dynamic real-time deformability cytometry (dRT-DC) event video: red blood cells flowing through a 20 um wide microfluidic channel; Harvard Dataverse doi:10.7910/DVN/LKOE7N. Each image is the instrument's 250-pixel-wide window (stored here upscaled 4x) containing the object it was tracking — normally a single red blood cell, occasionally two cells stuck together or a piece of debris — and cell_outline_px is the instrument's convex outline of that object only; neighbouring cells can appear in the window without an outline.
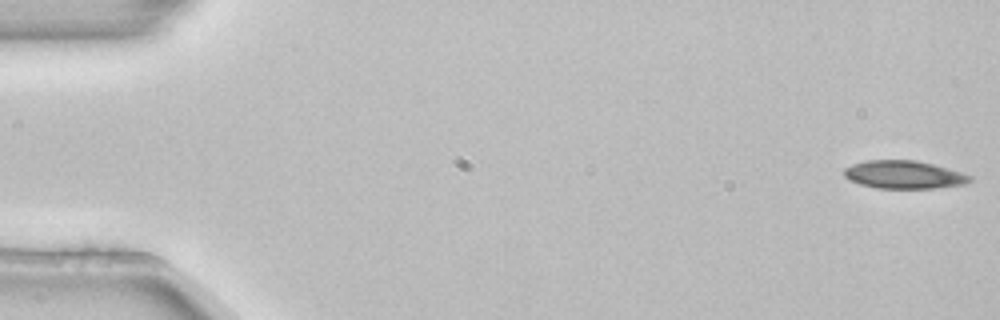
{"species": "common noctule bat (a hibernating species)", "species_latin": "Nyctalus noctula", "temperature_condition": "room temperature", "stored_images_in_passage": 5, "camera_frame_rate_fps": 3000, "um_per_image_px": 0.085, "animal": {"sex": "female", "body_mass_g": 22.7, "forearm_length_mm": 54.2}, "frame": {"image": 1, "passage_image": 1, "time_ms": 0.0, "image_size_px": [1000, 320], "cell_outline_px": [[972, 180], [964, 184], [932, 188], [876, 188], [860, 184], [848, 180], [844, 176], [844, 168], [852, 164], [868, 160], [916, 160], [948, 168], [972, 176]], "centroid_in_image_um": [76.8, 14.84], "position_along_channel_um": 8.2, "area_um2": 20.46}}
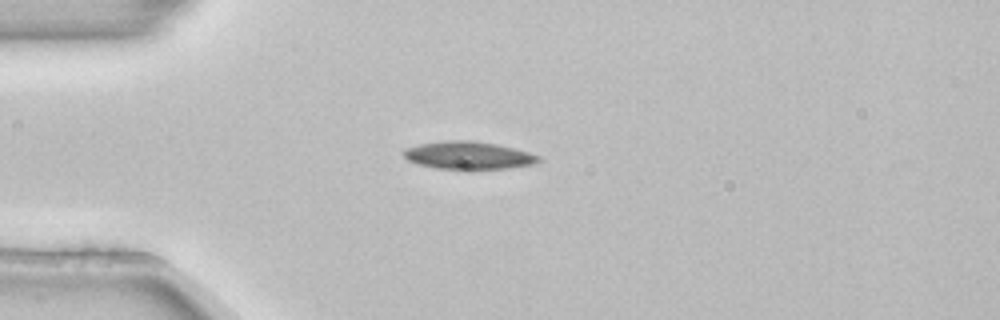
{"frame": {"image": 2, "passage_image": 4, "time_ms": 1.0, "image_size_px": [1000, 320], "cell_outline_px": [[540, 160], [532, 164], [508, 168], [460, 172], [436, 168], [420, 164], [408, 160], [400, 152], [404, 148], [420, 144], [444, 140], [472, 140], [496, 144], [516, 148], [540, 156]], "centroid_in_image_um": [39.78, 13.23], "position_along_channel_um": 45.2, "area_um2": 22.6}}
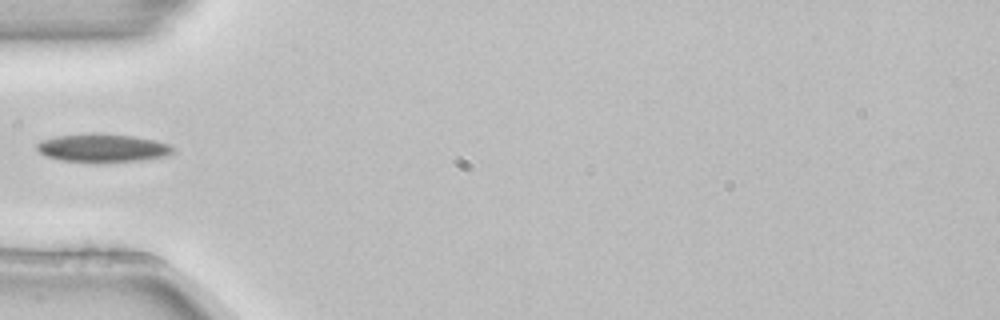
{"frame": {"image": 3, "passage_image": 5, "time_ms": 1.333, "image_size_px": [1000, 320], "cell_outline_px": [[176, 148], [168, 156], [140, 160], [96, 164], [60, 160], [44, 156], [36, 148], [36, 144], [44, 140], [60, 136], [132, 136], [156, 140], [168, 144]], "centroid_in_image_um": [8.77, 12.66], "position_along_channel_um": 76.2, "area_um2": 21.85}}